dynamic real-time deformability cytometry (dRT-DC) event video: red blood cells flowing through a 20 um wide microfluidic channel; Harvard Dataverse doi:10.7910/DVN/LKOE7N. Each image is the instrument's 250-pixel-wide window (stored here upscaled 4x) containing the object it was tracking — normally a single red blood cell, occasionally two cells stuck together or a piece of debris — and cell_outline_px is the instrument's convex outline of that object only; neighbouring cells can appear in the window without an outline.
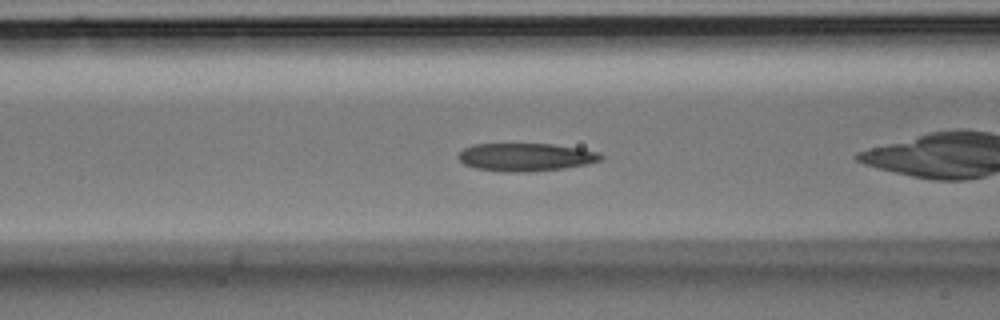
{"species": "Egyptian fruit bat (a non-hibernating species)", "species_latin": "Rousettus aegyptiacus", "temperature_condition": "room temperature", "stored_images_in_passage": 32, "camera_frame_rate_fps": 3000, "um_per_image_px": 0.085, "animal": {"sex": "male"}, "frame": {"image": 1, "passage_image": 5, "time_ms": 1.333, "image_size_px": [1000, 320], "cell_outline_px": [[604, 156], [600, 160], [588, 164], [564, 168], [528, 172], [504, 172], [476, 168], [464, 164], [456, 156], [464, 148], [472, 144], [552, 144], [580, 148], [600, 152]], "centroid_in_image_um": [44.7, 13.35], "position_along_channel_um": 121.9, "area_um2": 23.35}}
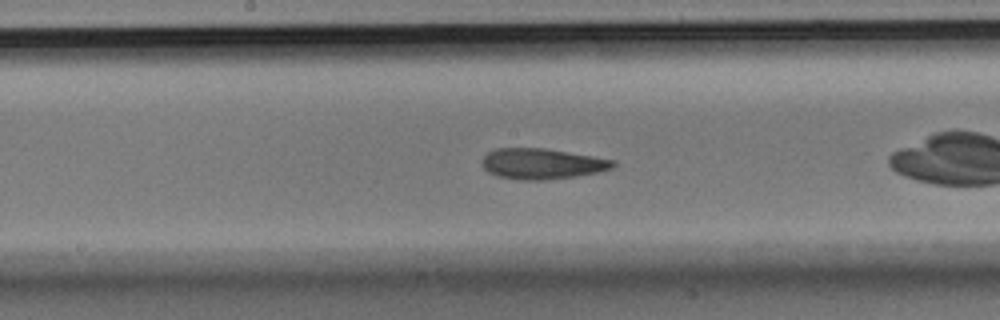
{"frame": {"image": 2, "passage_image": 11, "time_ms": 3.333, "image_size_px": [1000, 320], "cell_outline_px": [[616, 164], [612, 168], [596, 172], [576, 176], [540, 180], [520, 180], [496, 176], [488, 172], [480, 164], [480, 160], [488, 152], [496, 148], [544, 148], [616, 160]], "centroid_in_image_um": [46.02, 13.92], "position_along_channel_um": 202.2, "area_um2": 23.41}}
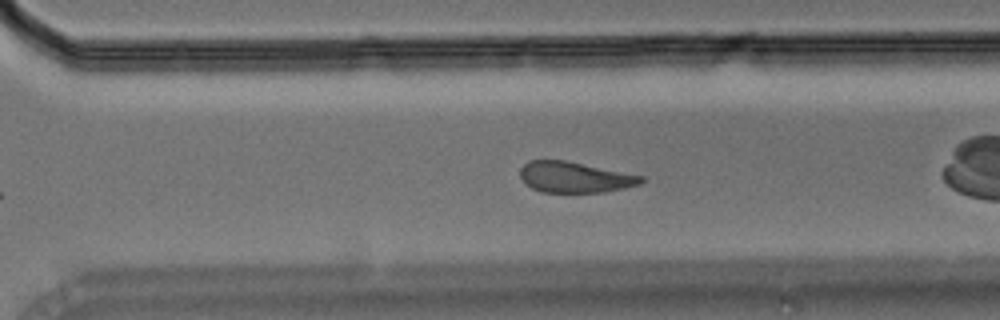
{"frame": {"image": 3, "passage_image": 20, "time_ms": 6.333, "image_size_px": [1000, 320], "cell_outline_px": [[644, 180], [640, 184], [624, 188], [604, 192], [540, 192], [524, 184], [520, 176], [520, 168], [528, 160], [564, 160], [644, 176]], "centroid_in_image_um": [48.82, 15.06], "position_along_channel_um": 321.8, "area_um2": 21.73}}